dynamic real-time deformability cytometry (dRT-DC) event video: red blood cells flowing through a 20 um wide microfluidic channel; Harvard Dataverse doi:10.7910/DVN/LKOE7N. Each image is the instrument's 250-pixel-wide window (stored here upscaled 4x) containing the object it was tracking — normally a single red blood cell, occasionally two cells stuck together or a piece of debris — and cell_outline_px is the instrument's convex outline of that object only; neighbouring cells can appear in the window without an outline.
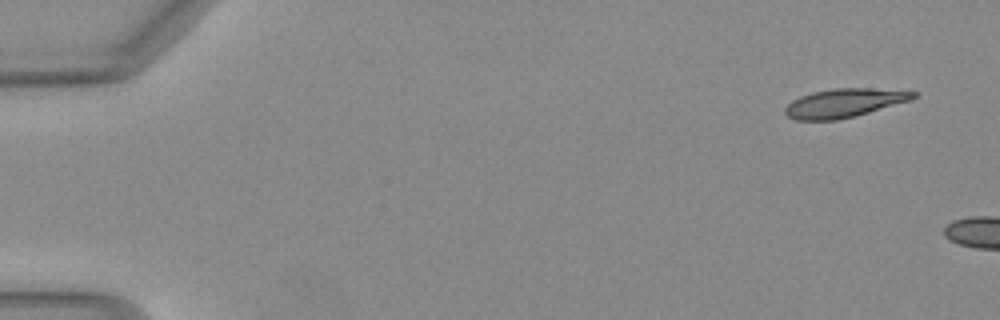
{"species": "Egyptian fruit bat (a non-hibernating species)", "species_latin": "Rousettus aegyptiacus", "temperature_condition": "warm", "stored_images_in_passage": 43, "camera_frame_rate_fps": 3000, "um_per_image_px": 0.085, "animal": {"sex": "female"}, "frame": {"image": 1, "passage_image": 1, "time_ms": 0.0, "image_size_px": [1000, 320], "cell_outline_px": [[916, 96], [912, 100], [856, 116], [836, 120], [796, 120], [788, 116], [784, 112], [784, 108], [792, 100], [800, 96], [812, 92], [832, 88], [868, 88], [916, 92]], "centroid_in_image_um": [71.73, 8.76], "position_along_channel_um": 13.3, "area_um2": 21.44}}
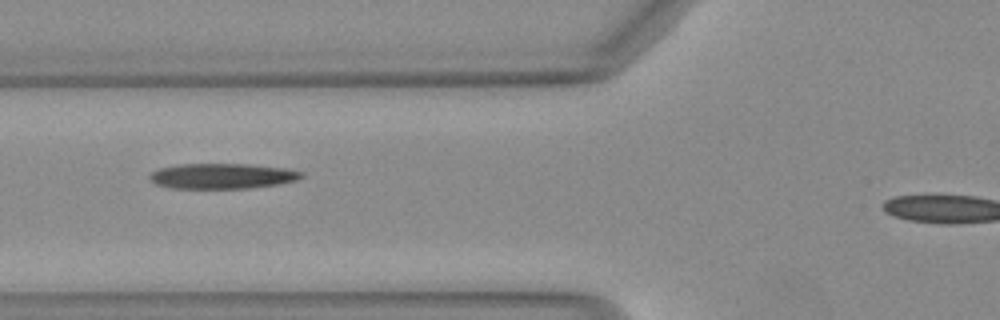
{"frame": {"image": 2, "passage_image": 18, "time_ms": 5.667, "image_size_px": [1000, 320], "cell_outline_px": [[304, 176], [296, 180], [276, 184], [248, 188], [172, 188], [156, 184], [148, 176], [152, 172], [160, 168], [180, 164], [248, 164], [288, 168], [304, 172]], "centroid_in_image_um": [18.92, 14.95], "position_along_channel_um": 106.9, "area_um2": 22.31}}
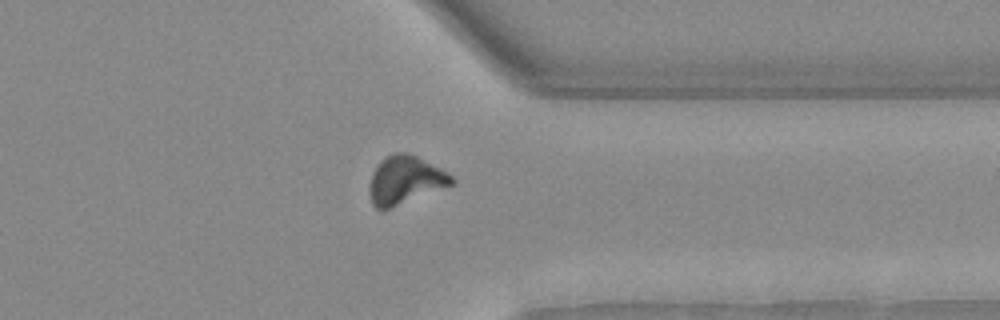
{"frame": {"image": 3, "passage_image": 38, "time_ms": 12.333, "image_size_px": [1000, 320], "cell_outline_px": [[456, 180], [452, 184], [388, 208], [376, 208], [372, 204], [368, 192], [368, 184], [372, 172], [376, 164], [380, 160], [392, 152], [408, 152], [440, 168], [452, 176]], "centroid_in_image_um": [34.37, 15.26], "position_along_channel_um": 377.0, "area_um2": 22.77}}